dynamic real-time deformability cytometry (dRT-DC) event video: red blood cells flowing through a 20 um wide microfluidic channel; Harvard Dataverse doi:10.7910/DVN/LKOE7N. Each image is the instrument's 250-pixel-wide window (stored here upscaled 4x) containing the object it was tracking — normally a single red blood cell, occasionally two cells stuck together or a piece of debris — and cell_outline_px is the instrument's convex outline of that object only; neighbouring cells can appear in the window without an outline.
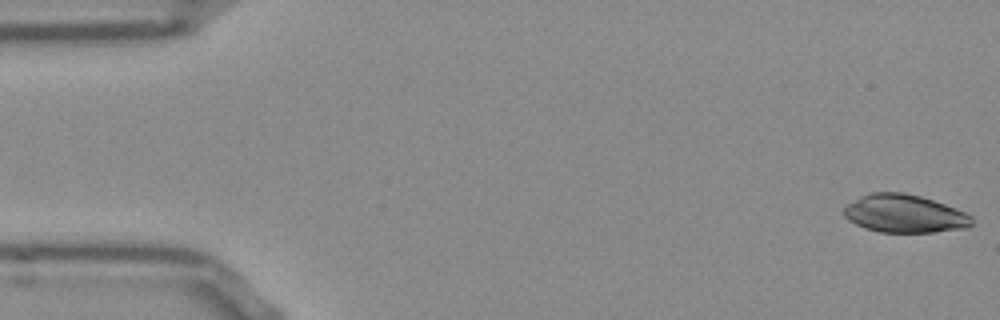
{"species": "Egyptian fruit bat (a non-hibernating species)", "species_latin": "Rousettus aegyptiacus", "temperature_condition": "room temperature", "stored_images_in_passage": 52, "camera_frame_rate_fps": 3000, "um_per_image_px": 0.085, "frame": {"image": 1, "passage_image": 1, "time_ms": 0.0, "image_size_px": [1000, 320], "cell_outline_px": [[972, 224], [968, 228], [936, 232], [880, 232], [864, 228], [848, 220], [844, 216], [844, 208], [848, 204], [860, 196], [872, 192], [904, 192], [920, 196], [944, 204], [964, 212], [972, 216]], "centroid_in_image_um": [76.87, 18.17], "position_along_channel_um": 8.1, "area_um2": 28.32}}
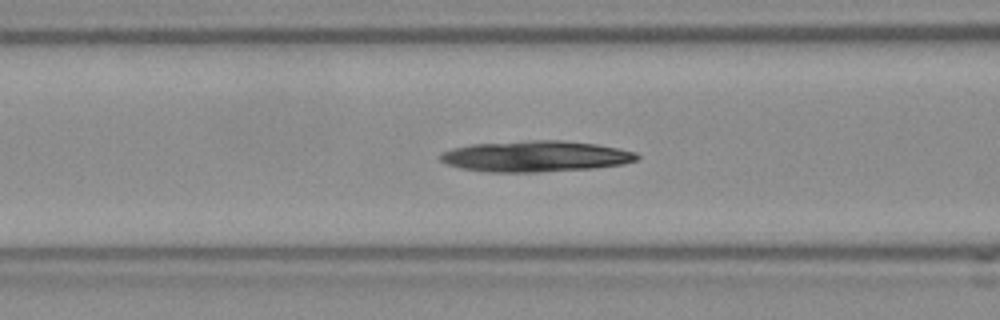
{"frame": {"image": 2, "passage_image": 20, "time_ms": 6.333, "image_size_px": [1000, 320], "cell_outline_px": [[640, 156], [636, 160], [624, 164], [592, 168], [540, 172], [488, 172], [460, 168], [448, 164], [440, 160], [440, 152], [452, 148], [472, 144], [532, 140], [560, 140], [596, 144], [636, 152]], "centroid_in_image_um": [45.5, 13.29], "position_along_channel_um": 121.1, "area_um2": 35.49}}
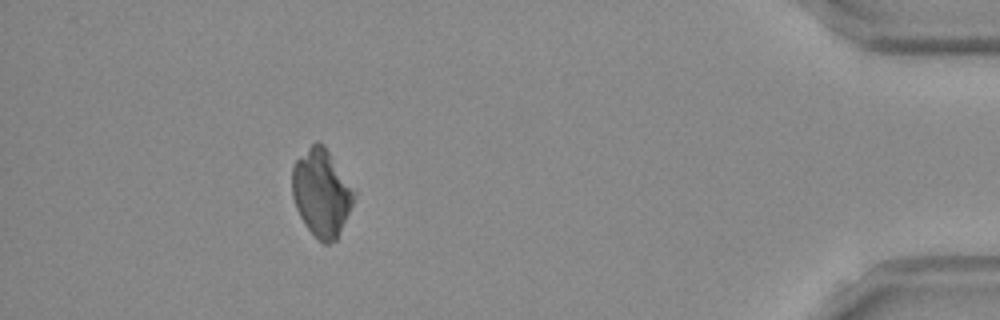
{"frame": {"image": 3, "passage_image": 47, "time_ms": 15.333, "image_size_px": [1000, 320], "cell_outline_px": [[356, 196], [336, 240], [328, 244], [324, 244], [304, 224], [296, 208], [292, 196], [292, 164], [316, 140], [324, 144], [356, 192]], "centroid_in_image_um": [27.32, 16.37], "position_along_channel_um": 407.9, "area_um2": 31.27}}